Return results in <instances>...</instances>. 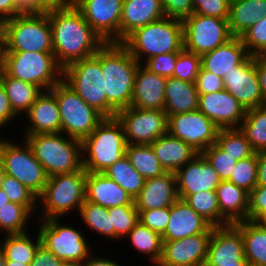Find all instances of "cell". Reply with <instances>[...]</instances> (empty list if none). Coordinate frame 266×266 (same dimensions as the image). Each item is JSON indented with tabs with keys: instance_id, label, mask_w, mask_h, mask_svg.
<instances>
[{
	"instance_id": "obj_1",
	"label": "cell",
	"mask_w": 266,
	"mask_h": 266,
	"mask_svg": "<svg viewBox=\"0 0 266 266\" xmlns=\"http://www.w3.org/2000/svg\"><path fill=\"white\" fill-rule=\"evenodd\" d=\"M47 13L52 29L53 54L63 69L75 61L94 56L105 44L74 4Z\"/></svg>"
},
{
	"instance_id": "obj_2",
	"label": "cell",
	"mask_w": 266,
	"mask_h": 266,
	"mask_svg": "<svg viewBox=\"0 0 266 266\" xmlns=\"http://www.w3.org/2000/svg\"><path fill=\"white\" fill-rule=\"evenodd\" d=\"M139 62L121 43H105L101 47V69L107 95V118L130 107L134 78Z\"/></svg>"
},
{
	"instance_id": "obj_3",
	"label": "cell",
	"mask_w": 266,
	"mask_h": 266,
	"mask_svg": "<svg viewBox=\"0 0 266 266\" xmlns=\"http://www.w3.org/2000/svg\"><path fill=\"white\" fill-rule=\"evenodd\" d=\"M121 44L139 64L152 56L180 52L184 48L182 20L164 16L137 28Z\"/></svg>"
},
{
	"instance_id": "obj_4",
	"label": "cell",
	"mask_w": 266,
	"mask_h": 266,
	"mask_svg": "<svg viewBox=\"0 0 266 266\" xmlns=\"http://www.w3.org/2000/svg\"><path fill=\"white\" fill-rule=\"evenodd\" d=\"M122 124L116 117L104 118L82 141V166L86 172L104 173L126 155Z\"/></svg>"
},
{
	"instance_id": "obj_5",
	"label": "cell",
	"mask_w": 266,
	"mask_h": 266,
	"mask_svg": "<svg viewBox=\"0 0 266 266\" xmlns=\"http://www.w3.org/2000/svg\"><path fill=\"white\" fill-rule=\"evenodd\" d=\"M86 175L87 172L82 167L76 172L48 177L43 192L37 197V212L40 211V218H64L74 210L79 213L85 202Z\"/></svg>"
},
{
	"instance_id": "obj_6",
	"label": "cell",
	"mask_w": 266,
	"mask_h": 266,
	"mask_svg": "<svg viewBox=\"0 0 266 266\" xmlns=\"http://www.w3.org/2000/svg\"><path fill=\"white\" fill-rule=\"evenodd\" d=\"M48 177L72 173L82 166V142L63 133L23 135Z\"/></svg>"
},
{
	"instance_id": "obj_7",
	"label": "cell",
	"mask_w": 266,
	"mask_h": 266,
	"mask_svg": "<svg viewBox=\"0 0 266 266\" xmlns=\"http://www.w3.org/2000/svg\"><path fill=\"white\" fill-rule=\"evenodd\" d=\"M4 72L43 91L51 90L63 80V68L53 52L6 51Z\"/></svg>"
},
{
	"instance_id": "obj_8",
	"label": "cell",
	"mask_w": 266,
	"mask_h": 266,
	"mask_svg": "<svg viewBox=\"0 0 266 266\" xmlns=\"http://www.w3.org/2000/svg\"><path fill=\"white\" fill-rule=\"evenodd\" d=\"M57 99L61 118V133L83 141L105 118L88 105L63 80L50 90Z\"/></svg>"
},
{
	"instance_id": "obj_9",
	"label": "cell",
	"mask_w": 266,
	"mask_h": 266,
	"mask_svg": "<svg viewBox=\"0 0 266 266\" xmlns=\"http://www.w3.org/2000/svg\"><path fill=\"white\" fill-rule=\"evenodd\" d=\"M6 51L53 52L47 12L26 13L5 21Z\"/></svg>"
},
{
	"instance_id": "obj_10",
	"label": "cell",
	"mask_w": 266,
	"mask_h": 266,
	"mask_svg": "<svg viewBox=\"0 0 266 266\" xmlns=\"http://www.w3.org/2000/svg\"><path fill=\"white\" fill-rule=\"evenodd\" d=\"M63 81L88 105L107 118V95L101 69V48L94 56L75 61L65 67Z\"/></svg>"
},
{
	"instance_id": "obj_11",
	"label": "cell",
	"mask_w": 266,
	"mask_h": 266,
	"mask_svg": "<svg viewBox=\"0 0 266 266\" xmlns=\"http://www.w3.org/2000/svg\"><path fill=\"white\" fill-rule=\"evenodd\" d=\"M62 218L39 221L41 244L63 262L83 264L94 252L82 231L62 224Z\"/></svg>"
},
{
	"instance_id": "obj_12",
	"label": "cell",
	"mask_w": 266,
	"mask_h": 266,
	"mask_svg": "<svg viewBox=\"0 0 266 266\" xmlns=\"http://www.w3.org/2000/svg\"><path fill=\"white\" fill-rule=\"evenodd\" d=\"M23 140V144L10 139L1 141L0 161L6 175L16 178L38 197L43 192L48 176L30 145Z\"/></svg>"
},
{
	"instance_id": "obj_13",
	"label": "cell",
	"mask_w": 266,
	"mask_h": 266,
	"mask_svg": "<svg viewBox=\"0 0 266 266\" xmlns=\"http://www.w3.org/2000/svg\"><path fill=\"white\" fill-rule=\"evenodd\" d=\"M182 23L184 49L200 56L234 37L228 19L192 13Z\"/></svg>"
},
{
	"instance_id": "obj_14",
	"label": "cell",
	"mask_w": 266,
	"mask_h": 266,
	"mask_svg": "<svg viewBox=\"0 0 266 266\" xmlns=\"http://www.w3.org/2000/svg\"><path fill=\"white\" fill-rule=\"evenodd\" d=\"M122 124L126 144L150 145L168 132V116L164 110L127 107L115 116Z\"/></svg>"
},
{
	"instance_id": "obj_15",
	"label": "cell",
	"mask_w": 266,
	"mask_h": 266,
	"mask_svg": "<svg viewBox=\"0 0 266 266\" xmlns=\"http://www.w3.org/2000/svg\"><path fill=\"white\" fill-rule=\"evenodd\" d=\"M218 131L214 122L198 109L168 117V132L198 153L216 143Z\"/></svg>"
},
{
	"instance_id": "obj_16",
	"label": "cell",
	"mask_w": 266,
	"mask_h": 266,
	"mask_svg": "<svg viewBox=\"0 0 266 266\" xmlns=\"http://www.w3.org/2000/svg\"><path fill=\"white\" fill-rule=\"evenodd\" d=\"M123 0H74L86 22L104 43H120Z\"/></svg>"
},
{
	"instance_id": "obj_17",
	"label": "cell",
	"mask_w": 266,
	"mask_h": 266,
	"mask_svg": "<svg viewBox=\"0 0 266 266\" xmlns=\"http://www.w3.org/2000/svg\"><path fill=\"white\" fill-rule=\"evenodd\" d=\"M224 89L246 110L266 105L256 72V56H248L223 77Z\"/></svg>"
},
{
	"instance_id": "obj_18",
	"label": "cell",
	"mask_w": 266,
	"mask_h": 266,
	"mask_svg": "<svg viewBox=\"0 0 266 266\" xmlns=\"http://www.w3.org/2000/svg\"><path fill=\"white\" fill-rule=\"evenodd\" d=\"M213 226L205 233L162 242V254L156 266H202L207 259Z\"/></svg>"
},
{
	"instance_id": "obj_19",
	"label": "cell",
	"mask_w": 266,
	"mask_h": 266,
	"mask_svg": "<svg viewBox=\"0 0 266 266\" xmlns=\"http://www.w3.org/2000/svg\"><path fill=\"white\" fill-rule=\"evenodd\" d=\"M243 259L241 230L235 224L214 227L205 263L208 266H237Z\"/></svg>"
},
{
	"instance_id": "obj_20",
	"label": "cell",
	"mask_w": 266,
	"mask_h": 266,
	"mask_svg": "<svg viewBox=\"0 0 266 266\" xmlns=\"http://www.w3.org/2000/svg\"><path fill=\"white\" fill-rule=\"evenodd\" d=\"M198 110L219 129L239 128L245 118L246 108L225 89L198 94Z\"/></svg>"
},
{
	"instance_id": "obj_21",
	"label": "cell",
	"mask_w": 266,
	"mask_h": 266,
	"mask_svg": "<svg viewBox=\"0 0 266 266\" xmlns=\"http://www.w3.org/2000/svg\"><path fill=\"white\" fill-rule=\"evenodd\" d=\"M178 198L201 191H216L221 179L208 160L198 153L190 162L175 172Z\"/></svg>"
},
{
	"instance_id": "obj_22",
	"label": "cell",
	"mask_w": 266,
	"mask_h": 266,
	"mask_svg": "<svg viewBox=\"0 0 266 266\" xmlns=\"http://www.w3.org/2000/svg\"><path fill=\"white\" fill-rule=\"evenodd\" d=\"M212 225L183 199L178 198L169 208V222L162 241H173L207 232Z\"/></svg>"
},
{
	"instance_id": "obj_23",
	"label": "cell",
	"mask_w": 266,
	"mask_h": 266,
	"mask_svg": "<svg viewBox=\"0 0 266 266\" xmlns=\"http://www.w3.org/2000/svg\"><path fill=\"white\" fill-rule=\"evenodd\" d=\"M167 78L150 72L142 64L134 78L131 105L139 109L164 110Z\"/></svg>"
},
{
	"instance_id": "obj_24",
	"label": "cell",
	"mask_w": 266,
	"mask_h": 266,
	"mask_svg": "<svg viewBox=\"0 0 266 266\" xmlns=\"http://www.w3.org/2000/svg\"><path fill=\"white\" fill-rule=\"evenodd\" d=\"M27 116V117H26ZM28 123L24 135L61 133V118L57 99L50 91H42L25 113Z\"/></svg>"
},
{
	"instance_id": "obj_25",
	"label": "cell",
	"mask_w": 266,
	"mask_h": 266,
	"mask_svg": "<svg viewBox=\"0 0 266 266\" xmlns=\"http://www.w3.org/2000/svg\"><path fill=\"white\" fill-rule=\"evenodd\" d=\"M178 199L175 173L147 179L139 195L134 199L137 210L170 208Z\"/></svg>"
},
{
	"instance_id": "obj_26",
	"label": "cell",
	"mask_w": 266,
	"mask_h": 266,
	"mask_svg": "<svg viewBox=\"0 0 266 266\" xmlns=\"http://www.w3.org/2000/svg\"><path fill=\"white\" fill-rule=\"evenodd\" d=\"M85 200L105 208L131 205L134 200L127 192L104 173L87 172Z\"/></svg>"
},
{
	"instance_id": "obj_27",
	"label": "cell",
	"mask_w": 266,
	"mask_h": 266,
	"mask_svg": "<svg viewBox=\"0 0 266 266\" xmlns=\"http://www.w3.org/2000/svg\"><path fill=\"white\" fill-rule=\"evenodd\" d=\"M249 53L240 37H233L212 51L201 55V67L223 78L225 74L239 66Z\"/></svg>"
},
{
	"instance_id": "obj_28",
	"label": "cell",
	"mask_w": 266,
	"mask_h": 266,
	"mask_svg": "<svg viewBox=\"0 0 266 266\" xmlns=\"http://www.w3.org/2000/svg\"><path fill=\"white\" fill-rule=\"evenodd\" d=\"M159 0H123L120 19V43L134 30L163 18Z\"/></svg>"
},
{
	"instance_id": "obj_29",
	"label": "cell",
	"mask_w": 266,
	"mask_h": 266,
	"mask_svg": "<svg viewBox=\"0 0 266 266\" xmlns=\"http://www.w3.org/2000/svg\"><path fill=\"white\" fill-rule=\"evenodd\" d=\"M220 226L248 220L249 193L229 181H221L216 189Z\"/></svg>"
},
{
	"instance_id": "obj_30",
	"label": "cell",
	"mask_w": 266,
	"mask_h": 266,
	"mask_svg": "<svg viewBox=\"0 0 266 266\" xmlns=\"http://www.w3.org/2000/svg\"><path fill=\"white\" fill-rule=\"evenodd\" d=\"M150 145L166 172L175 173L198 154L190 145L169 132L158 137Z\"/></svg>"
},
{
	"instance_id": "obj_31",
	"label": "cell",
	"mask_w": 266,
	"mask_h": 266,
	"mask_svg": "<svg viewBox=\"0 0 266 266\" xmlns=\"http://www.w3.org/2000/svg\"><path fill=\"white\" fill-rule=\"evenodd\" d=\"M198 97L195 83L169 77L165 86L164 111L169 117L170 115L197 110Z\"/></svg>"
},
{
	"instance_id": "obj_32",
	"label": "cell",
	"mask_w": 266,
	"mask_h": 266,
	"mask_svg": "<svg viewBox=\"0 0 266 266\" xmlns=\"http://www.w3.org/2000/svg\"><path fill=\"white\" fill-rule=\"evenodd\" d=\"M266 16V0H230L228 23L231 34L240 37Z\"/></svg>"
},
{
	"instance_id": "obj_33",
	"label": "cell",
	"mask_w": 266,
	"mask_h": 266,
	"mask_svg": "<svg viewBox=\"0 0 266 266\" xmlns=\"http://www.w3.org/2000/svg\"><path fill=\"white\" fill-rule=\"evenodd\" d=\"M243 237L244 258L252 266H266V229L256 221L235 223Z\"/></svg>"
},
{
	"instance_id": "obj_34",
	"label": "cell",
	"mask_w": 266,
	"mask_h": 266,
	"mask_svg": "<svg viewBox=\"0 0 266 266\" xmlns=\"http://www.w3.org/2000/svg\"><path fill=\"white\" fill-rule=\"evenodd\" d=\"M0 82L6 90L13 111L19 117L30 109L43 91L36 85L8 76L4 71L0 73Z\"/></svg>"
},
{
	"instance_id": "obj_35",
	"label": "cell",
	"mask_w": 266,
	"mask_h": 266,
	"mask_svg": "<svg viewBox=\"0 0 266 266\" xmlns=\"http://www.w3.org/2000/svg\"><path fill=\"white\" fill-rule=\"evenodd\" d=\"M35 235L36 240L29 236L28 232L23 234L5 235L1 240L5 259L19 263L30 264L34 254L41 245L39 232ZM33 239V240H32Z\"/></svg>"
},
{
	"instance_id": "obj_36",
	"label": "cell",
	"mask_w": 266,
	"mask_h": 266,
	"mask_svg": "<svg viewBox=\"0 0 266 266\" xmlns=\"http://www.w3.org/2000/svg\"><path fill=\"white\" fill-rule=\"evenodd\" d=\"M130 244L144 257L148 256L150 264L156 266L162 254V236L152 231L140 221L127 234Z\"/></svg>"
},
{
	"instance_id": "obj_37",
	"label": "cell",
	"mask_w": 266,
	"mask_h": 266,
	"mask_svg": "<svg viewBox=\"0 0 266 266\" xmlns=\"http://www.w3.org/2000/svg\"><path fill=\"white\" fill-rule=\"evenodd\" d=\"M126 156L133 168L146 180L166 173L151 145L128 144Z\"/></svg>"
},
{
	"instance_id": "obj_38",
	"label": "cell",
	"mask_w": 266,
	"mask_h": 266,
	"mask_svg": "<svg viewBox=\"0 0 266 266\" xmlns=\"http://www.w3.org/2000/svg\"><path fill=\"white\" fill-rule=\"evenodd\" d=\"M104 174L122 187L133 200L139 195L146 181L133 168L126 155L110 165Z\"/></svg>"
},
{
	"instance_id": "obj_39",
	"label": "cell",
	"mask_w": 266,
	"mask_h": 266,
	"mask_svg": "<svg viewBox=\"0 0 266 266\" xmlns=\"http://www.w3.org/2000/svg\"><path fill=\"white\" fill-rule=\"evenodd\" d=\"M239 128L255 153L266 150V105L247 109Z\"/></svg>"
},
{
	"instance_id": "obj_40",
	"label": "cell",
	"mask_w": 266,
	"mask_h": 266,
	"mask_svg": "<svg viewBox=\"0 0 266 266\" xmlns=\"http://www.w3.org/2000/svg\"><path fill=\"white\" fill-rule=\"evenodd\" d=\"M79 215L88 227L87 229L90 228L89 230L100 234V236L103 235L102 237H105V239L115 241V228L112 226L108 208L85 200L80 207Z\"/></svg>"
},
{
	"instance_id": "obj_41",
	"label": "cell",
	"mask_w": 266,
	"mask_h": 266,
	"mask_svg": "<svg viewBox=\"0 0 266 266\" xmlns=\"http://www.w3.org/2000/svg\"><path fill=\"white\" fill-rule=\"evenodd\" d=\"M33 215L21 204L9 202L3 205L0 207V233L5 232V235L26 233L27 223Z\"/></svg>"
},
{
	"instance_id": "obj_42",
	"label": "cell",
	"mask_w": 266,
	"mask_h": 266,
	"mask_svg": "<svg viewBox=\"0 0 266 266\" xmlns=\"http://www.w3.org/2000/svg\"><path fill=\"white\" fill-rule=\"evenodd\" d=\"M215 144L237 161L255 153L240 128L219 129Z\"/></svg>"
},
{
	"instance_id": "obj_43",
	"label": "cell",
	"mask_w": 266,
	"mask_h": 266,
	"mask_svg": "<svg viewBox=\"0 0 266 266\" xmlns=\"http://www.w3.org/2000/svg\"><path fill=\"white\" fill-rule=\"evenodd\" d=\"M184 201L213 227L220 226V210L216 191H201L191 194Z\"/></svg>"
},
{
	"instance_id": "obj_44",
	"label": "cell",
	"mask_w": 266,
	"mask_h": 266,
	"mask_svg": "<svg viewBox=\"0 0 266 266\" xmlns=\"http://www.w3.org/2000/svg\"><path fill=\"white\" fill-rule=\"evenodd\" d=\"M108 213L115 228V242L121 238L124 239L139 222V211L136 209L135 202L131 205L110 207Z\"/></svg>"
},
{
	"instance_id": "obj_45",
	"label": "cell",
	"mask_w": 266,
	"mask_h": 266,
	"mask_svg": "<svg viewBox=\"0 0 266 266\" xmlns=\"http://www.w3.org/2000/svg\"><path fill=\"white\" fill-rule=\"evenodd\" d=\"M256 180L257 153H254L246 159L237 161L228 181L250 193L256 187Z\"/></svg>"
},
{
	"instance_id": "obj_46",
	"label": "cell",
	"mask_w": 266,
	"mask_h": 266,
	"mask_svg": "<svg viewBox=\"0 0 266 266\" xmlns=\"http://www.w3.org/2000/svg\"><path fill=\"white\" fill-rule=\"evenodd\" d=\"M1 190L9 198L10 202H15L25 206L32 214L37 213V196L16 178L6 175Z\"/></svg>"
},
{
	"instance_id": "obj_47",
	"label": "cell",
	"mask_w": 266,
	"mask_h": 266,
	"mask_svg": "<svg viewBox=\"0 0 266 266\" xmlns=\"http://www.w3.org/2000/svg\"><path fill=\"white\" fill-rule=\"evenodd\" d=\"M250 56H266V16L240 36Z\"/></svg>"
},
{
	"instance_id": "obj_48",
	"label": "cell",
	"mask_w": 266,
	"mask_h": 266,
	"mask_svg": "<svg viewBox=\"0 0 266 266\" xmlns=\"http://www.w3.org/2000/svg\"><path fill=\"white\" fill-rule=\"evenodd\" d=\"M201 154L212 165L221 181H228L230 179L232 171L237 164L236 159L228 153H225L216 144L207 147Z\"/></svg>"
},
{
	"instance_id": "obj_49",
	"label": "cell",
	"mask_w": 266,
	"mask_h": 266,
	"mask_svg": "<svg viewBox=\"0 0 266 266\" xmlns=\"http://www.w3.org/2000/svg\"><path fill=\"white\" fill-rule=\"evenodd\" d=\"M201 69V56L184 48L179 52L173 77L189 83H195Z\"/></svg>"
},
{
	"instance_id": "obj_50",
	"label": "cell",
	"mask_w": 266,
	"mask_h": 266,
	"mask_svg": "<svg viewBox=\"0 0 266 266\" xmlns=\"http://www.w3.org/2000/svg\"><path fill=\"white\" fill-rule=\"evenodd\" d=\"M178 55L179 52H170L152 56L151 58L143 62L142 65L152 73L166 78L173 77V72Z\"/></svg>"
},
{
	"instance_id": "obj_51",
	"label": "cell",
	"mask_w": 266,
	"mask_h": 266,
	"mask_svg": "<svg viewBox=\"0 0 266 266\" xmlns=\"http://www.w3.org/2000/svg\"><path fill=\"white\" fill-rule=\"evenodd\" d=\"M193 13L228 19L230 0H192Z\"/></svg>"
},
{
	"instance_id": "obj_52",
	"label": "cell",
	"mask_w": 266,
	"mask_h": 266,
	"mask_svg": "<svg viewBox=\"0 0 266 266\" xmlns=\"http://www.w3.org/2000/svg\"><path fill=\"white\" fill-rule=\"evenodd\" d=\"M139 211V221L162 235L169 222V208L161 209H148V210H138Z\"/></svg>"
},
{
	"instance_id": "obj_53",
	"label": "cell",
	"mask_w": 266,
	"mask_h": 266,
	"mask_svg": "<svg viewBox=\"0 0 266 266\" xmlns=\"http://www.w3.org/2000/svg\"><path fill=\"white\" fill-rule=\"evenodd\" d=\"M222 79L201 67L195 81L198 94L214 93L223 90L224 83Z\"/></svg>"
},
{
	"instance_id": "obj_54",
	"label": "cell",
	"mask_w": 266,
	"mask_h": 266,
	"mask_svg": "<svg viewBox=\"0 0 266 266\" xmlns=\"http://www.w3.org/2000/svg\"><path fill=\"white\" fill-rule=\"evenodd\" d=\"M266 213V186H256L249 193L248 220L257 221Z\"/></svg>"
},
{
	"instance_id": "obj_55",
	"label": "cell",
	"mask_w": 266,
	"mask_h": 266,
	"mask_svg": "<svg viewBox=\"0 0 266 266\" xmlns=\"http://www.w3.org/2000/svg\"><path fill=\"white\" fill-rule=\"evenodd\" d=\"M164 15L183 20L193 13L192 0H164L162 2Z\"/></svg>"
},
{
	"instance_id": "obj_56",
	"label": "cell",
	"mask_w": 266,
	"mask_h": 266,
	"mask_svg": "<svg viewBox=\"0 0 266 266\" xmlns=\"http://www.w3.org/2000/svg\"><path fill=\"white\" fill-rule=\"evenodd\" d=\"M63 263L62 260L57 258L41 244L36 250L30 266H62Z\"/></svg>"
},
{
	"instance_id": "obj_57",
	"label": "cell",
	"mask_w": 266,
	"mask_h": 266,
	"mask_svg": "<svg viewBox=\"0 0 266 266\" xmlns=\"http://www.w3.org/2000/svg\"><path fill=\"white\" fill-rule=\"evenodd\" d=\"M0 118L6 123V126L10 121H14L19 118L13 111L9 99L7 97L6 90L0 82ZM14 119V120H13Z\"/></svg>"
},
{
	"instance_id": "obj_58",
	"label": "cell",
	"mask_w": 266,
	"mask_h": 266,
	"mask_svg": "<svg viewBox=\"0 0 266 266\" xmlns=\"http://www.w3.org/2000/svg\"><path fill=\"white\" fill-rule=\"evenodd\" d=\"M34 2L35 13L48 12L69 7L74 4V0H34Z\"/></svg>"
},
{
	"instance_id": "obj_59",
	"label": "cell",
	"mask_w": 266,
	"mask_h": 266,
	"mask_svg": "<svg viewBox=\"0 0 266 266\" xmlns=\"http://www.w3.org/2000/svg\"><path fill=\"white\" fill-rule=\"evenodd\" d=\"M256 72L261 93L266 102V56H256Z\"/></svg>"
},
{
	"instance_id": "obj_60",
	"label": "cell",
	"mask_w": 266,
	"mask_h": 266,
	"mask_svg": "<svg viewBox=\"0 0 266 266\" xmlns=\"http://www.w3.org/2000/svg\"><path fill=\"white\" fill-rule=\"evenodd\" d=\"M22 14L15 4V0H0V20L6 21Z\"/></svg>"
},
{
	"instance_id": "obj_61",
	"label": "cell",
	"mask_w": 266,
	"mask_h": 266,
	"mask_svg": "<svg viewBox=\"0 0 266 266\" xmlns=\"http://www.w3.org/2000/svg\"><path fill=\"white\" fill-rule=\"evenodd\" d=\"M256 186H266V150L257 152Z\"/></svg>"
},
{
	"instance_id": "obj_62",
	"label": "cell",
	"mask_w": 266,
	"mask_h": 266,
	"mask_svg": "<svg viewBox=\"0 0 266 266\" xmlns=\"http://www.w3.org/2000/svg\"><path fill=\"white\" fill-rule=\"evenodd\" d=\"M83 266H122L113 259L107 257H94L92 254L90 257L83 263Z\"/></svg>"
},
{
	"instance_id": "obj_63",
	"label": "cell",
	"mask_w": 266,
	"mask_h": 266,
	"mask_svg": "<svg viewBox=\"0 0 266 266\" xmlns=\"http://www.w3.org/2000/svg\"><path fill=\"white\" fill-rule=\"evenodd\" d=\"M6 30L5 21L0 20V73L5 69Z\"/></svg>"
},
{
	"instance_id": "obj_64",
	"label": "cell",
	"mask_w": 266,
	"mask_h": 266,
	"mask_svg": "<svg viewBox=\"0 0 266 266\" xmlns=\"http://www.w3.org/2000/svg\"><path fill=\"white\" fill-rule=\"evenodd\" d=\"M16 8L22 13H35L34 0H15Z\"/></svg>"
},
{
	"instance_id": "obj_65",
	"label": "cell",
	"mask_w": 266,
	"mask_h": 266,
	"mask_svg": "<svg viewBox=\"0 0 266 266\" xmlns=\"http://www.w3.org/2000/svg\"><path fill=\"white\" fill-rule=\"evenodd\" d=\"M9 202L10 200L7 197V195L4 193L3 190L0 189V207H2L3 205H6Z\"/></svg>"
},
{
	"instance_id": "obj_66",
	"label": "cell",
	"mask_w": 266,
	"mask_h": 266,
	"mask_svg": "<svg viewBox=\"0 0 266 266\" xmlns=\"http://www.w3.org/2000/svg\"><path fill=\"white\" fill-rule=\"evenodd\" d=\"M5 266H30V264H24L12 260H6Z\"/></svg>"
},
{
	"instance_id": "obj_67",
	"label": "cell",
	"mask_w": 266,
	"mask_h": 266,
	"mask_svg": "<svg viewBox=\"0 0 266 266\" xmlns=\"http://www.w3.org/2000/svg\"><path fill=\"white\" fill-rule=\"evenodd\" d=\"M5 176H6V173L4 171V167L2 165V162L0 161V189L2 187Z\"/></svg>"
},
{
	"instance_id": "obj_68",
	"label": "cell",
	"mask_w": 266,
	"mask_h": 266,
	"mask_svg": "<svg viewBox=\"0 0 266 266\" xmlns=\"http://www.w3.org/2000/svg\"><path fill=\"white\" fill-rule=\"evenodd\" d=\"M6 263V259H5V255H4V251L0 242V266H5Z\"/></svg>"
},
{
	"instance_id": "obj_69",
	"label": "cell",
	"mask_w": 266,
	"mask_h": 266,
	"mask_svg": "<svg viewBox=\"0 0 266 266\" xmlns=\"http://www.w3.org/2000/svg\"><path fill=\"white\" fill-rule=\"evenodd\" d=\"M256 222L266 229V213L263 214Z\"/></svg>"
},
{
	"instance_id": "obj_70",
	"label": "cell",
	"mask_w": 266,
	"mask_h": 266,
	"mask_svg": "<svg viewBox=\"0 0 266 266\" xmlns=\"http://www.w3.org/2000/svg\"><path fill=\"white\" fill-rule=\"evenodd\" d=\"M237 266H252L245 258L237 263Z\"/></svg>"
},
{
	"instance_id": "obj_71",
	"label": "cell",
	"mask_w": 266,
	"mask_h": 266,
	"mask_svg": "<svg viewBox=\"0 0 266 266\" xmlns=\"http://www.w3.org/2000/svg\"><path fill=\"white\" fill-rule=\"evenodd\" d=\"M62 266H83V264L64 262Z\"/></svg>"
},
{
	"instance_id": "obj_72",
	"label": "cell",
	"mask_w": 266,
	"mask_h": 266,
	"mask_svg": "<svg viewBox=\"0 0 266 266\" xmlns=\"http://www.w3.org/2000/svg\"><path fill=\"white\" fill-rule=\"evenodd\" d=\"M5 124H6V123L0 118V129H2L3 126L6 127ZM5 140H6L5 137H4V139L0 137V142H1V141H5Z\"/></svg>"
}]
</instances>
